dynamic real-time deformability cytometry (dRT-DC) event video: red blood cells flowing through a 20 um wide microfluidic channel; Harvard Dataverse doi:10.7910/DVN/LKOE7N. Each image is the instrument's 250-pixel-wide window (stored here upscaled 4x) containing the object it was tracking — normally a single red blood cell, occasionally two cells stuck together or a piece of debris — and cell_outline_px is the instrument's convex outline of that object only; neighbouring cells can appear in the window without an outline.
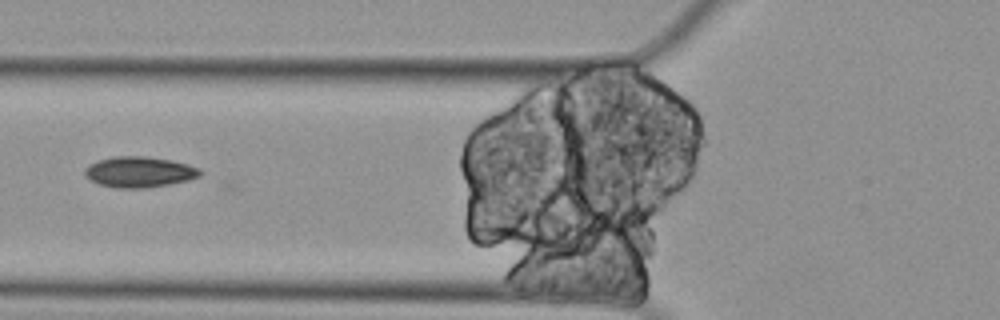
{"species": "Egyptian fruit bat (a non-hibernating species)", "species_latin": "Rousettus aegyptiacus", "temperature_condition": "cold", "stored_images_in_passage": 8, "camera_frame_rate_fps": 3000, "um_per_image_px": 0.085, "animal": {"sex": "female"}, "frame": {"image": 1, "passage_image": 6, "time_ms": 1.667, "image_size_px": [1000, 320], "cell_outline_px": [[204, 172], [200, 176], [188, 180], [168, 184], [144, 188], [120, 188], [100, 184], [84, 176], [84, 168], [88, 164], [96, 160], [112, 156], [144, 156], [172, 160], [188, 164], [200, 168]], "centroid_in_image_um": [11.84, 14.6], "position_along_channel_um": 114.0, "area_um2": 20.81}}
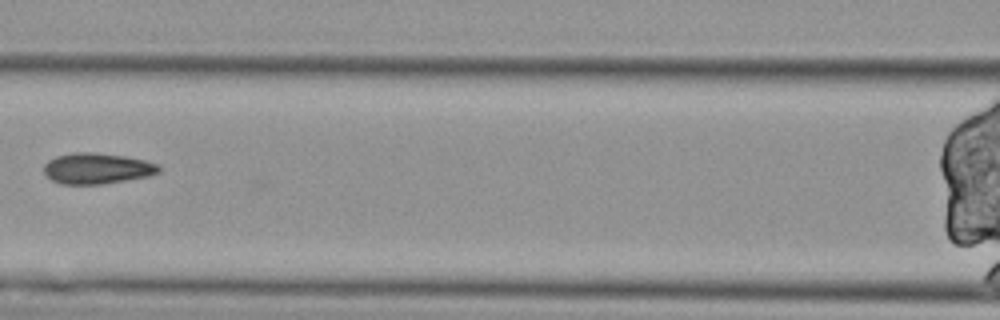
{"frame": {"image": 2, "passage_image": 7, "time_ms": 2.0, "image_size_px": [1000, 320], "cell_outline_px": [[160, 172], [148, 176], [100, 184], [60, 184], [52, 180], [44, 172], [44, 164], [48, 160], [56, 156], [72, 152], [96, 152], [124, 156], [144, 160], [160, 164]], "centroid_in_image_um": [8.24, 14.3], "position_along_channel_um": 158.4, "area_um2": 20.69}}
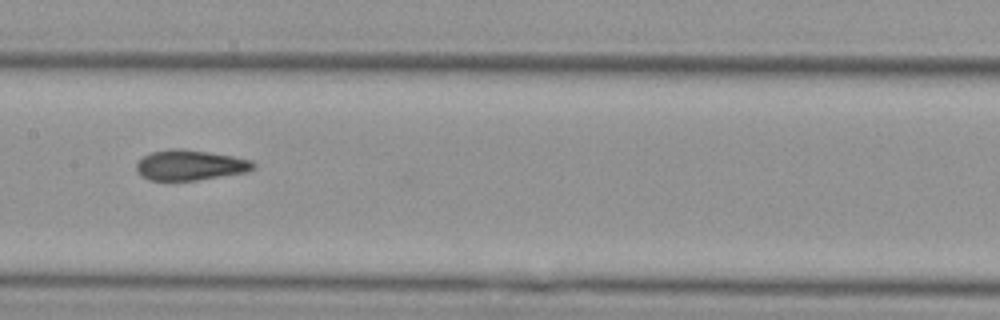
{"frame": {"image": 3, "passage_image": 8, "time_ms": 2.333, "image_size_px": [1000, 320], "cell_outline_px": [[256, 168], [248, 172], [196, 180], [148, 180], [140, 176], [136, 172], [136, 164], [144, 156], [152, 152], [168, 148], [180, 148], [208, 152], [232, 156], [252, 160], [256, 164]], "centroid_in_image_um": [16.16, 14.03], "position_along_channel_um": 191.2, "area_um2": 20.81}}